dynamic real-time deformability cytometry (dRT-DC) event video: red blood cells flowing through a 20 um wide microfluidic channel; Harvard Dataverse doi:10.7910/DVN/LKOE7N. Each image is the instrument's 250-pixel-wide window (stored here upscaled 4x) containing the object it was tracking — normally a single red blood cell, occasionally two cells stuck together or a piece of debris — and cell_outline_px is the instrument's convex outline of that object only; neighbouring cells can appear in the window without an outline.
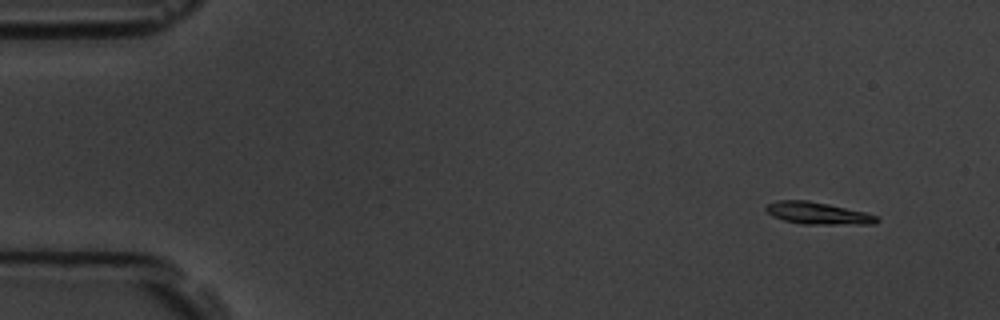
{"species": "common noctule bat (a hibernating species)", "species_latin": "Nyctalus noctula", "temperature_condition": "room temperature", "stored_images_in_passage": 1, "camera_frame_rate_fps": 3000, "um_per_image_px": 0.085, "animal": {"sex": "male", "body_mass_g": 19.5, "forearm_length_mm": 54.6}, "frame": {"image": 1, "passage_image": 1, "time_ms": 0.0, "image_size_px": [1000, 320], "cell_outline_px": [[880, 220], [876, 224], [800, 224], [784, 220], [772, 216], [764, 208], [768, 204], [780, 200], [808, 200], [828, 204], [864, 212], [876, 216]], "centroid_in_image_um": [69.51, 18.13], "position_along_channel_um": 15.5, "area_um2": 14.16}}